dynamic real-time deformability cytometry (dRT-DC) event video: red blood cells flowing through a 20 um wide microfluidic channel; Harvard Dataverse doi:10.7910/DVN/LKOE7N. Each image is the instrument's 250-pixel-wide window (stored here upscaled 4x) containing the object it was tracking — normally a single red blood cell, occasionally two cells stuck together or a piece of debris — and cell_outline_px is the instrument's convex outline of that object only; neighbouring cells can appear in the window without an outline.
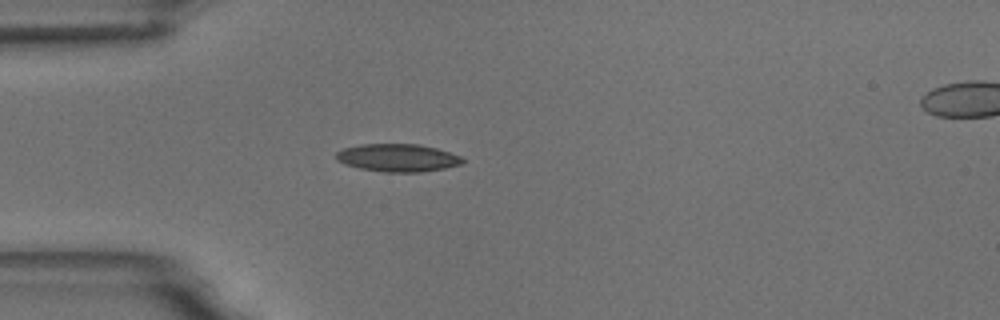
{"species": "common noctule bat (a hibernating species)", "species_latin": "Nyctalus noctula", "temperature_condition": "room temperature", "stored_images_in_passage": 4, "camera_frame_rate_fps": 3000, "um_per_image_px": 0.085, "animal": {"sex": "male", "body_mass_g": 18.8}, "frame": {"image": 1, "passage_image": 3, "time_ms": 2.333, "image_size_px": [1000, 320], "cell_outline_px": [[464, 164], [444, 168], [420, 172], [384, 172], [360, 168], [344, 164], [336, 160], [336, 152], [344, 148], [360, 144], [420, 144], [436, 148], [460, 156], [464, 160]], "centroid_in_image_um": [33.8, 13.41], "position_along_channel_um": 51.2, "area_um2": 20.46}}